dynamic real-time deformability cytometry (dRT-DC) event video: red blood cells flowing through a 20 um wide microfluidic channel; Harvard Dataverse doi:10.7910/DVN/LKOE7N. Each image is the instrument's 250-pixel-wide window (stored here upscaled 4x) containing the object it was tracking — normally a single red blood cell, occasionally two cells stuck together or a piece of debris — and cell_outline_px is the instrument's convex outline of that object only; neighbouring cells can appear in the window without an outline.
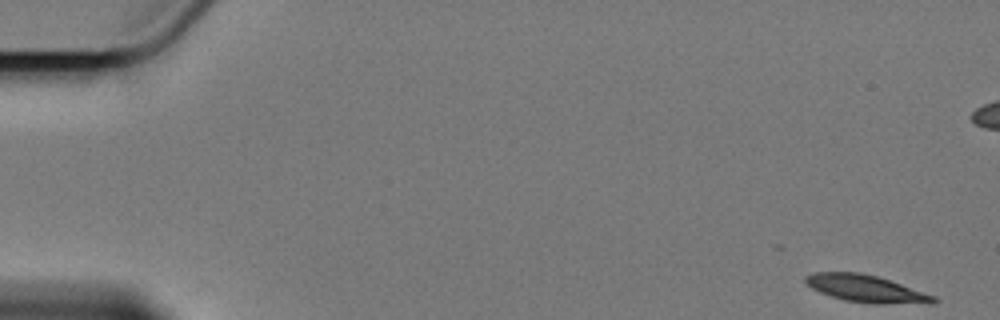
{"species": "Egyptian fruit bat (a non-hibernating species)", "species_latin": "Rousettus aegyptiacus", "temperature_condition": "cold", "stored_images_in_passage": 3, "camera_frame_rate_fps": 3000, "um_per_image_px": 0.085, "animal": {"sex": "female"}, "frame": {"image": 1, "passage_image": 1, "time_ms": 0.0, "image_size_px": [1000, 320], "cell_outline_px": [[940, 300], [844, 300], [820, 292], [812, 288], [804, 280], [804, 276], [816, 272], [860, 272], [876, 276], [936, 296]], "centroid_in_image_um": [73.34, 24.42], "position_along_channel_um": 11.7, "area_um2": 18.09}}